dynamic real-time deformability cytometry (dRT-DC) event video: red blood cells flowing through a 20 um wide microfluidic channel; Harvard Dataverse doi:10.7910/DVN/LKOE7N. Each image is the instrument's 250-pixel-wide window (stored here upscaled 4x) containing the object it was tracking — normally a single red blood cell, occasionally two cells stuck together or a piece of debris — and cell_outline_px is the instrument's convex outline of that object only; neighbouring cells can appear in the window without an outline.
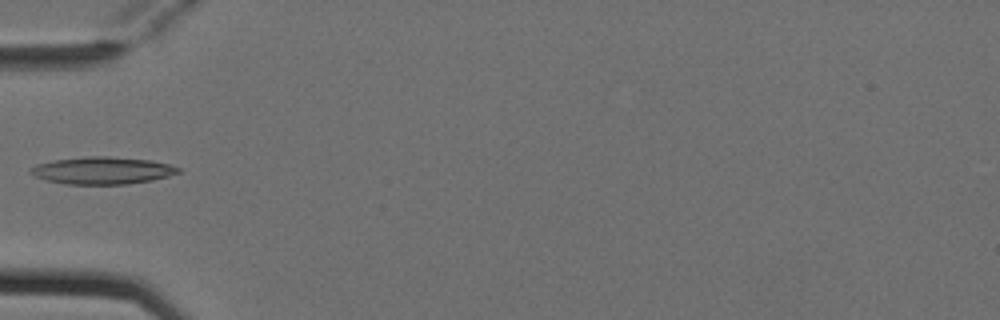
{"species": "Egyptian fruit bat (a non-hibernating species)", "species_latin": "Rousettus aegyptiacus", "temperature_condition": "cold", "stored_images_in_passage": 6, "camera_frame_rate_fps": 3000, "um_per_image_px": 0.085, "animal": {"sex": "female"}, "frame": {"image": 1, "passage_image": 6, "time_ms": 1.667, "image_size_px": [1000, 320], "cell_outline_px": [[180, 172], [168, 176], [152, 180], [128, 184], [64, 184], [44, 180], [28, 172], [28, 168], [36, 164], [56, 160], [92, 156], [108, 156], [152, 160], [168, 164], [180, 168]], "centroid_in_image_um": [8.68, 14.49], "position_along_channel_um": 76.3, "area_um2": 23.47}}